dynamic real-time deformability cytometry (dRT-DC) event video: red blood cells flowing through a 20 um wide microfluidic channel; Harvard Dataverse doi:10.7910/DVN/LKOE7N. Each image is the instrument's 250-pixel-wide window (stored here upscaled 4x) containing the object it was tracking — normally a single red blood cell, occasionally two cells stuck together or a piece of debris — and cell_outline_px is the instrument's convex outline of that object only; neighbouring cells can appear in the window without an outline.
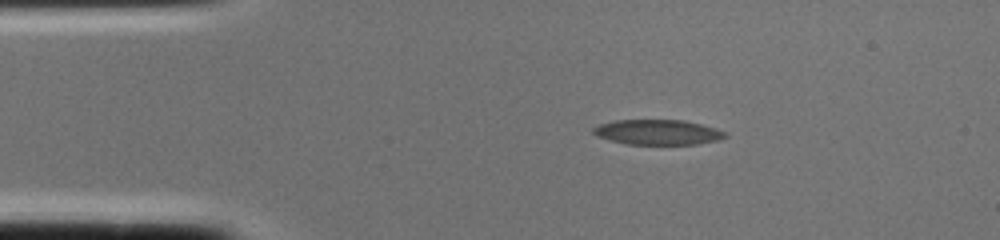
{"species": "common noctule bat (a hibernating species)", "species_latin": "Nyctalus noctula", "temperature_condition": "cold", "stored_images_in_passage": 1, "camera_frame_rate_fps": 3000, "um_per_image_px": 0.085, "animal": {"sex": "female", "body_mass_g": 22.0, "forearm_length_mm": 56.7}, "frame": {"image": 1, "passage_image": 1, "time_ms": 0.0, "image_size_px": [1000, 240], "cell_outline_px": [[728, 136], [716, 140], [696, 144], [624, 144], [596, 136], [592, 132], [592, 128], [600, 124], [616, 120], [684, 120], [716, 128], [728, 132]], "centroid_in_image_um": [55.9, 11.23], "position_along_channel_um": 29.1, "area_um2": 19.31}}